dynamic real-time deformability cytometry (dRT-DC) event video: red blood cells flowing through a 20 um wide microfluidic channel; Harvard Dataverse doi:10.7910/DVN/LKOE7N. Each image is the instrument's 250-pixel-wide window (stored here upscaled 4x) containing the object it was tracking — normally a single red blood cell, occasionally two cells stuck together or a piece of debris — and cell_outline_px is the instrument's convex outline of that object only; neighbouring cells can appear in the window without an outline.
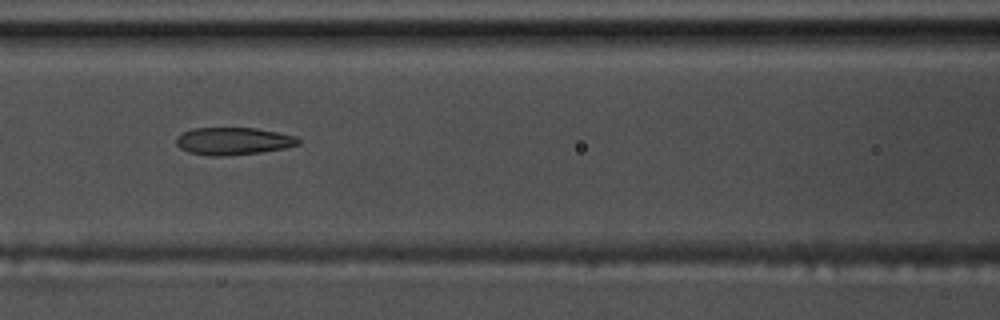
{"species": "common noctule bat (a hibernating species)", "species_latin": "Nyctalus noctula", "temperature_condition": "warm", "stored_images_in_passage": 12, "camera_frame_rate_fps": 3000, "um_per_image_px": 0.085, "animal": {"sex": "male", "body_mass_g": 17.5, "forearm_length_mm": 52.3}, "frame": {"image": 1, "passage_image": 4, "time_ms": 1.0, "image_size_px": [1000, 320], "cell_outline_px": [[300, 144], [284, 148], [260, 152], [224, 156], [208, 156], [188, 152], [180, 148], [176, 144], [176, 140], [184, 132], [192, 128], [256, 128], [296, 136], [300, 140]], "centroid_in_image_um": [19.83, 12.0], "position_along_channel_um": 146.8, "area_um2": 19.42}}
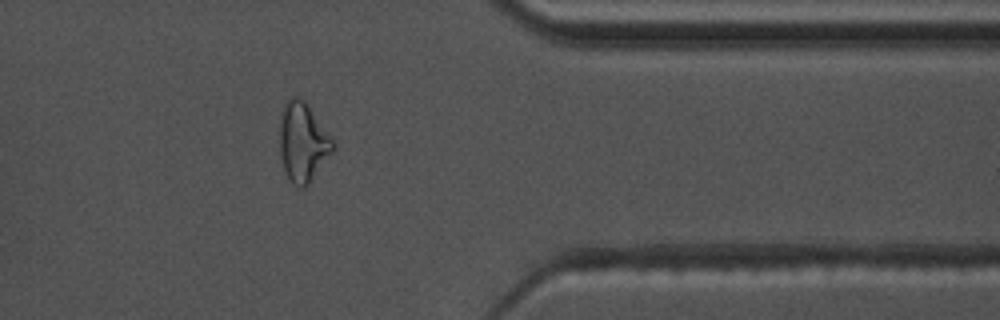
{"frame": {"image": 2, "passage_image": 10, "time_ms": 3.0, "image_size_px": [1000, 320], "cell_outline_px": [[336, 144], [332, 152], [308, 184], [304, 188], [300, 188], [292, 184], [284, 168], [280, 152], [280, 116], [284, 104], [292, 96], [296, 96], [304, 100], [308, 104]], "centroid_in_image_um": [25.74, 12.06], "position_along_channel_um": 385.7, "area_um2": 24.33}}
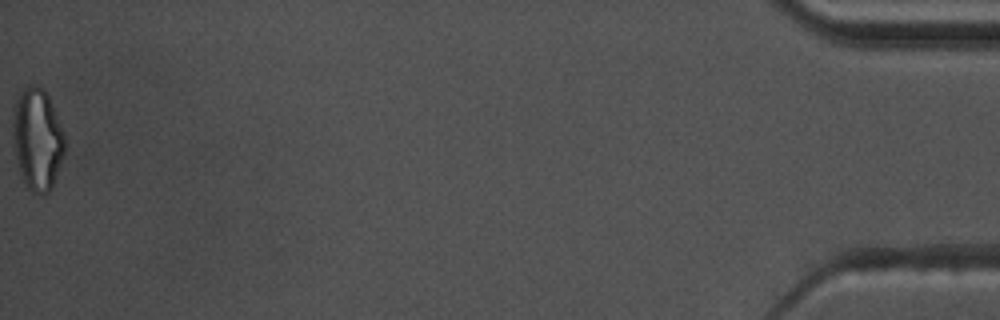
{"frame": {"image": 3, "passage_image": 12, "time_ms": 3.667, "image_size_px": [1000, 320], "cell_outline_px": [[64, 152], [52, 188], [44, 196], [32, 192], [24, 184], [16, 160], [12, 144], [12, 112], [16, 100], [24, 84], [36, 84], [44, 88], [48, 96], [64, 132]], "centroid_in_image_um": [3.14, 11.81], "position_along_channel_um": 432.1, "area_um2": 31.39}}